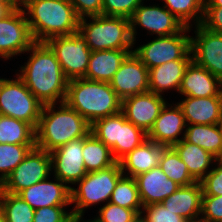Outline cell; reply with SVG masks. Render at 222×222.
Instances as JSON below:
<instances>
[{
    "label": "cell",
    "instance_id": "obj_8",
    "mask_svg": "<svg viewBox=\"0 0 222 222\" xmlns=\"http://www.w3.org/2000/svg\"><path fill=\"white\" fill-rule=\"evenodd\" d=\"M190 30L191 27L185 26L174 35L157 36L134 49L133 53L148 70L170 61L192 59L191 36L186 35Z\"/></svg>",
    "mask_w": 222,
    "mask_h": 222
},
{
    "label": "cell",
    "instance_id": "obj_27",
    "mask_svg": "<svg viewBox=\"0 0 222 222\" xmlns=\"http://www.w3.org/2000/svg\"><path fill=\"white\" fill-rule=\"evenodd\" d=\"M82 155L87 173L109 168L117 162L111 149L91 132L83 137Z\"/></svg>",
    "mask_w": 222,
    "mask_h": 222
},
{
    "label": "cell",
    "instance_id": "obj_19",
    "mask_svg": "<svg viewBox=\"0 0 222 222\" xmlns=\"http://www.w3.org/2000/svg\"><path fill=\"white\" fill-rule=\"evenodd\" d=\"M168 147L165 144L155 143L147 138L118 161L121 171L124 175L127 172L125 176L135 178L139 174L159 167L160 160Z\"/></svg>",
    "mask_w": 222,
    "mask_h": 222
},
{
    "label": "cell",
    "instance_id": "obj_41",
    "mask_svg": "<svg viewBox=\"0 0 222 222\" xmlns=\"http://www.w3.org/2000/svg\"><path fill=\"white\" fill-rule=\"evenodd\" d=\"M67 206H51L36 209L33 222H70L72 212L65 210Z\"/></svg>",
    "mask_w": 222,
    "mask_h": 222
},
{
    "label": "cell",
    "instance_id": "obj_40",
    "mask_svg": "<svg viewBox=\"0 0 222 222\" xmlns=\"http://www.w3.org/2000/svg\"><path fill=\"white\" fill-rule=\"evenodd\" d=\"M200 222H222V195H202Z\"/></svg>",
    "mask_w": 222,
    "mask_h": 222
},
{
    "label": "cell",
    "instance_id": "obj_3",
    "mask_svg": "<svg viewBox=\"0 0 222 222\" xmlns=\"http://www.w3.org/2000/svg\"><path fill=\"white\" fill-rule=\"evenodd\" d=\"M22 9L35 42L78 32L80 18L70 0H24Z\"/></svg>",
    "mask_w": 222,
    "mask_h": 222
},
{
    "label": "cell",
    "instance_id": "obj_5",
    "mask_svg": "<svg viewBox=\"0 0 222 222\" xmlns=\"http://www.w3.org/2000/svg\"><path fill=\"white\" fill-rule=\"evenodd\" d=\"M78 31L91 51L133 49L135 45L130 19L124 17L99 15L81 18Z\"/></svg>",
    "mask_w": 222,
    "mask_h": 222
},
{
    "label": "cell",
    "instance_id": "obj_29",
    "mask_svg": "<svg viewBox=\"0 0 222 222\" xmlns=\"http://www.w3.org/2000/svg\"><path fill=\"white\" fill-rule=\"evenodd\" d=\"M146 139L147 134L142 129L129 122L120 111L118 140L110 148L113 158L118 162Z\"/></svg>",
    "mask_w": 222,
    "mask_h": 222
},
{
    "label": "cell",
    "instance_id": "obj_7",
    "mask_svg": "<svg viewBox=\"0 0 222 222\" xmlns=\"http://www.w3.org/2000/svg\"><path fill=\"white\" fill-rule=\"evenodd\" d=\"M2 78L0 81V115L29 123L34 129L40 119L43 104L28 90L24 81Z\"/></svg>",
    "mask_w": 222,
    "mask_h": 222
},
{
    "label": "cell",
    "instance_id": "obj_2",
    "mask_svg": "<svg viewBox=\"0 0 222 222\" xmlns=\"http://www.w3.org/2000/svg\"><path fill=\"white\" fill-rule=\"evenodd\" d=\"M43 105L40 119L35 128L36 147L47 152L90 133L91 125L76 110L65 102Z\"/></svg>",
    "mask_w": 222,
    "mask_h": 222
},
{
    "label": "cell",
    "instance_id": "obj_31",
    "mask_svg": "<svg viewBox=\"0 0 222 222\" xmlns=\"http://www.w3.org/2000/svg\"><path fill=\"white\" fill-rule=\"evenodd\" d=\"M109 202L119 205L120 207L132 209L137 214H141L143 205L139 197L136 179L123 175L118 180Z\"/></svg>",
    "mask_w": 222,
    "mask_h": 222
},
{
    "label": "cell",
    "instance_id": "obj_35",
    "mask_svg": "<svg viewBox=\"0 0 222 222\" xmlns=\"http://www.w3.org/2000/svg\"><path fill=\"white\" fill-rule=\"evenodd\" d=\"M36 144H0V185Z\"/></svg>",
    "mask_w": 222,
    "mask_h": 222
},
{
    "label": "cell",
    "instance_id": "obj_36",
    "mask_svg": "<svg viewBox=\"0 0 222 222\" xmlns=\"http://www.w3.org/2000/svg\"><path fill=\"white\" fill-rule=\"evenodd\" d=\"M90 132L111 148L118 140L119 113L95 121L91 124Z\"/></svg>",
    "mask_w": 222,
    "mask_h": 222
},
{
    "label": "cell",
    "instance_id": "obj_23",
    "mask_svg": "<svg viewBox=\"0 0 222 222\" xmlns=\"http://www.w3.org/2000/svg\"><path fill=\"white\" fill-rule=\"evenodd\" d=\"M203 189L201 182L180 186L161 204L188 222L200 221Z\"/></svg>",
    "mask_w": 222,
    "mask_h": 222
},
{
    "label": "cell",
    "instance_id": "obj_33",
    "mask_svg": "<svg viewBox=\"0 0 222 222\" xmlns=\"http://www.w3.org/2000/svg\"><path fill=\"white\" fill-rule=\"evenodd\" d=\"M164 6L178 18L184 26L193 27L202 22L204 14L205 0H162Z\"/></svg>",
    "mask_w": 222,
    "mask_h": 222
},
{
    "label": "cell",
    "instance_id": "obj_51",
    "mask_svg": "<svg viewBox=\"0 0 222 222\" xmlns=\"http://www.w3.org/2000/svg\"><path fill=\"white\" fill-rule=\"evenodd\" d=\"M0 222H6L5 218H4V215H3V212L1 211V209H0Z\"/></svg>",
    "mask_w": 222,
    "mask_h": 222
},
{
    "label": "cell",
    "instance_id": "obj_16",
    "mask_svg": "<svg viewBox=\"0 0 222 222\" xmlns=\"http://www.w3.org/2000/svg\"><path fill=\"white\" fill-rule=\"evenodd\" d=\"M82 149L83 138H78L50 152L53 174L66 185L76 184L87 174Z\"/></svg>",
    "mask_w": 222,
    "mask_h": 222
},
{
    "label": "cell",
    "instance_id": "obj_50",
    "mask_svg": "<svg viewBox=\"0 0 222 222\" xmlns=\"http://www.w3.org/2000/svg\"><path fill=\"white\" fill-rule=\"evenodd\" d=\"M132 222H147L146 219L143 217L142 214H138Z\"/></svg>",
    "mask_w": 222,
    "mask_h": 222
},
{
    "label": "cell",
    "instance_id": "obj_6",
    "mask_svg": "<svg viewBox=\"0 0 222 222\" xmlns=\"http://www.w3.org/2000/svg\"><path fill=\"white\" fill-rule=\"evenodd\" d=\"M119 162L109 168L89 172L77 182L78 188L71 187V205L74 204L72 215L84 216L85 209L99 204L108 203L118 180L123 176Z\"/></svg>",
    "mask_w": 222,
    "mask_h": 222
},
{
    "label": "cell",
    "instance_id": "obj_39",
    "mask_svg": "<svg viewBox=\"0 0 222 222\" xmlns=\"http://www.w3.org/2000/svg\"><path fill=\"white\" fill-rule=\"evenodd\" d=\"M141 214H145L144 218L147 222H188L172 210L164 207L161 203L144 206Z\"/></svg>",
    "mask_w": 222,
    "mask_h": 222
},
{
    "label": "cell",
    "instance_id": "obj_13",
    "mask_svg": "<svg viewBox=\"0 0 222 222\" xmlns=\"http://www.w3.org/2000/svg\"><path fill=\"white\" fill-rule=\"evenodd\" d=\"M195 37H191L192 61L207 69L222 81V33L195 26Z\"/></svg>",
    "mask_w": 222,
    "mask_h": 222
},
{
    "label": "cell",
    "instance_id": "obj_26",
    "mask_svg": "<svg viewBox=\"0 0 222 222\" xmlns=\"http://www.w3.org/2000/svg\"><path fill=\"white\" fill-rule=\"evenodd\" d=\"M172 147L197 182H200L212 170L209 167L213 162L215 163V156L198 145L189 143L183 138Z\"/></svg>",
    "mask_w": 222,
    "mask_h": 222
},
{
    "label": "cell",
    "instance_id": "obj_22",
    "mask_svg": "<svg viewBox=\"0 0 222 222\" xmlns=\"http://www.w3.org/2000/svg\"><path fill=\"white\" fill-rule=\"evenodd\" d=\"M135 179L143 207L149 204L161 203L180 187L172 179H169L160 167L139 174Z\"/></svg>",
    "mask_w": 222,
    "mask_h": 222
},
{
    "label": "cell",
    "instance_id": "obj_12",
    "mask_svg": "<svg viewBox=\"0 0 222 222\" xmlns=\"http://www.w3.org/2000/svg\"><path fill=\"white\" fill-rule=\"evenodd\" d=\"M137 25L151 35L167 36L179 33L185 26L164 5L146 6L143 2L136 8L130 18V32L133 42L136 41Z\"/></svg>",
    "mask_w": 222,
    "mask_h": 222
},
{
    "label": "cell",
    "instance_id": "obj_21",
    "mask_svg": "<svg viewBox=\"0 0 222 222\" xmlns=\"http://www.w3.org/2000/svg\"><path fill=\"white\" fill-rule=\"evenodd\" d=\"M184 97L185 98L177 102V104L182 109L187 125L222 123V97Z\"/></svg>",
    "mask_w": 222,
    "mask_h": 222
},
{
    "label": "cell",
    "instance_id": "obj_24",
    "mask_svg": "<svg viewBox=\"0 0 222 222\" xmlns=\"http://www.w3.org/2000/svg\"><path fill=\"white\" fill-rule=\"evenodd\" d=\"M132 49L92 51L85 79L109 83Z\"/></svg>",
    "mask_w": 222,
    "mask_h": 222
},
{
    "label": "cell",
    "instance_id": "obj_20",
    "mask_svg": "<svg viewBox=\"0 0 222 222\" xmlns=\"http://www.w3.org/2000/svg\"><path fill=\"white\" fill-rule=\"evenodd\" d=\"M178 93L196 98L222 97V81L191 61L186 67Z\"/></svg>",
    "mask_w": 222,
    "mask_h": 222
},
{
    "label": "cell",
    "instance_id": "obj_38",
    "mask_svg": "<svg viewBox=\"0 0 222 222\" xmlns=\"http://www.w3.org/2000/svg\"><path fill=\"white\" fill-rule=\"evenodd\" d=\"M144 0H103L102 15L130 19Z\"/></svg>",
    "mask_w": 222,
    "mask_h": 222
},
{
    "label": "cell",
    "instance_id": "obj_37",
    "mask_svg": "<svg viewBox=\"0 0 222 222\" xmlns=\"http://www.w3.org/2000/svg\"><path fill=\"white\" fill-rule=\"evenodd\" d=\"M137 215L132 209L108 202L99 208L98 216L95 219L98 222H132Z\"/></svg>",
    "mask_w": 222,
    "mask_h": 222
},
{
    "label": "cell",
    "instance_id": "obj_46",
    "mask_svg": "<svg viewBox=\"0 0 222 222\" xmlns=\"http://www.w3.org/2000/svg\"><path fill=\"white\" fill-rule=\"evenodd\" d=\"M12 11L13 10L8 5L0 3V20L4 19Z\"/></svg>",
    "mask_w": 222,
    "mask_h": 222
},
{
    "label": "cell",
    "instance_id": "obj_42",
    "mask_svg": "<svg viewBox=\"0 0 222 222\" xmlns=\"http://www.w3.org/2000/svg\"><path fill=\"white\" fill-rule=\"evenodd\" d=\"M200 182L203 195H222V165L217 163Z\"/></svg>",
    "mask_w": 222,
    "mask_h": 222
},
{
    "label": "cell",
    "instance_id": "obj_25",
    "mask_svg": "<svg viewBox=\"0 0 222 222\" xmlns=\"http://www.w3.org/2000/svg\"><path fill=\"white\" fill-rule=\"evenodd\" d=\"M191 61L180 59L149 69V91L161 96L167 90L179 92L184 72Z\"/></svg>",
    "mask_w": 222,
    "mask_h": 222
},
{
    "label": "cell",
    "instance_id": "obj_1",
    "mask_svg": "<svg viewBox=\"0 0 222 222\" xmlns=\"http://www.w3.org/2000/svg\"><path fill=\"white\" fill-rule=\"evenodd\" d=\"M26 52L31 54L17 75L28 90L43 105L65 102L69 80L54 51L46 42H35Z\"/></svg>",
    "mask_w": 222,
    "mask_h": 222
},
{
    "label": "cell",
    "instance_id": "obj_30",
    "mask_svg": "<svg viewBox=\"0 0 222 222\" xmlns=\"http://www.w3.org/2000/svg\"><path fill=\"white\" fill-rule=\"evenodd\" d=\"M0 144H35V129L22 120L0 115Z\"/></svg>",
    "mask_w": 222,
    "mask_h": 222
},
{
    "label": "cell",
    "instance_id": "obj_48",
    "mask_svg": "<svg viewBox=\"0 0 222 222\" xmlns=\"http://www.w3.org/2000/svg\"><path fill=\"white\" fill-rule=\"evenodd\" d=\"M82 215H72L70 222H98L96 219L85 221Z\"/></svg>",
    "mask_w": 222,
    "mask_h": 222
},
{
    "label": "cell",
    "instance_id": "obj_44",
    "mask_svg": "<svg viewBox=\"0 0 222 222\" xmlns=\"http://www.w3.org/2000/svg\"><path fill=\"white\" fill-rule=\"evenodd\" d=\"M201 25L210 31L222 33V7H204Z\"/></svg>",
    "mask_w": 222,
    "mask_h": 222
},
{
    "label": "cell",
    "instance_id": "obj_45",
    "mask_svg": "<svg viewBox=\"0 0 222 222\" xmlns=\"http://www.w3.org/2000/svg\"><path fill=\"white\" fill-rule=\"evenodd\" d=\"M0 3L8 5L12 10L23 8L24 0H0Z\"/></svg>",
    "mask_w": 222,
    "mask_h": 222
},
{
    "label": "cell",
    "instance_id": "obj_49",
    "mask_svg": "<svg viewBox=\"0 0 222 222\" xmlns=\"http://www.w3.org/2000/svg\"><path fill=\"white\" fill-rule=\"evenodd\" d=\"M216 162L222 165V146H221L219 153L215 157V163Z\"/></svg>",
    "mask_w": 222,
    "mask_h": 222
},
{
    "label": "cell",
    "instance_id": "obj_14",
    "mask_svg": "<svg viewBox=\"0 0 222 222\" xmlns=\"http://www.w3.org/2000/svg\"><path fill=\"white\" fill-rule=\"evenodd\" d=\"M116 94L126 97L149 91V70L140 59L131 52L109 82Z\"/></svg>",
    "mask_w": 222,
    "mask_h": 222
},
{
    "label": "cell",
    "instance_id": "obj_34",
    "mask_svg": "<svg viewBox=\"0 0 222 222\" xmlns=\"http://www.w3.org/2000/svg\"><path fill=\"white\" fill-rule=\"evenodd\" d=\"M159 167L169 179H172L180 186H187L197 182L190 175L186 164L181 160L172 146L165 150Z\"/></svg>",
    "mask_w": 222,
    "mask_h": 222
},
{
    "label": "cell",
    "instance_id": "obj_10",
    "mask_svg": "<svg viewBox=\"0 0 222 222\" xmlns=\"http://www.w3.org/2000/svg\"><path fill=\"white\" fill-rule=\"evenodd\" d=\"M50 171L53 173L51 154L35 146L5 179L0 188L4 192L18 195L22 190L49 178Z\"/></svg>",
    "mask_w": 222,
    "mask_h": 222
},
{
    "label": "cell",
    "instance_id": "obj_18",
    "mask_svg": "<svg viewBox=\"0 0 222 222\" xmlns=\"http://www.w3.org/2000/svg\"><path fill=\"white\" fill-rule=\"evenodd\" d=\"M186 127V120L180 106L177 103H175V106L166 103L147 133V138L155 143L171 147L184 138L182 131L186 130ZM181 133H183V136L178 138Z\"/></svg>",
    "mask_w": 222,
    "mask_h": 222
},
{
    "label": "cell",
    "instance_id": "obj_4",
    "mask_svg": "<svg viewBox=\"0 0 222 222\" xmlns=\"http://www.w3.org/2000/svg\"><path fill=\"white\" fill-rule=\"evenodd\" d=\"M65 103L91 125L119 113L122 99L109 83L80 78L68 82Z\"/></svg>",
    "mask_w": 222,
    "mask_h": 222
},
{
    "label": "cell",
    "instance_id": "obj_9",
    "mask_svg": "<svg viewBox=\"0 0 222 222\" xmlns=\"http://www.w3.org/2000/svg\"><path fill=\"white\" fill-rule=\"evenodd\" d=\"M46 43L54 51L69 81L84 78L92 51L79 31L66 36L53 37Z\"/></svg>",
    "mask_w": 222,
    "mask_h": 222
},
{
    "label": "cell",
    "instance_id": "obj_32",
    "mask_svg": "<svg viewBox=\"0 0 222 222\" xmlns=\"http://www.w3.org/2000/svg\"><path fill=\"white\" fill-rule=\"evenodd\" d=\"M0 209L6 222H33L35 210L19 195L0 188Z\"/></svg>",
    "mask_w": 222,
    "mask_h": 222
},
{
    "label": "cell",
    "instance_id": "obj_11",
    "mask_svg": "<svg viewBox=\"0 0 222 222\" xmlns=\"http://www.w3.org/2000/svg\"><path fill=\"white\" fill-rule=\"evenodd\" d=\"M35 40L22 8L0 20V57L4 60L25 53Z\"/></svg>",
    "mask_w": 222,
    "mask_h": 222
},
{
    "label": "cell",
    "instance_id": "obj_47",
    "mask_svg": "<svg viewBox=\"0 0 222 222\" xmlns=\"http://www.w3.org/2000/svg\"><path fill=\"white\" fill-rule=\"evenodd\" d=\"M204 7H222V0H205Z\"/></svg>",
    "mask_w": 222,
    "mask_h": 222
},
{
    "label": "cell",
    "instance_id": "obj_17",
    "mask_svg": "<svg viewBox=\"0 0 222 222\" xmlns=\"http://www.w3.org/2000/svg\"><path fill=\"white\" fill-rule=\"evenodd\" d=\"M48 178L22 190L18 195L34 210L42 207L68 206L71 204V186L54 177Z\"/></svg>",
    "mask_w": 222,
    "mask_h": 222
},
{
    "label": "cell",
    "instance_id": "obj_15",
    "mask_svg": "<svg viewBox=\"0 0 222 222\" xmlns=\"http://www.w3.org/2000/svg\"><path fill=\"white\" fill-rule=\"evenodd\" d=\"M164 97L151 91L122 99L121 112L125 118L146 134L167 103Z\"/></svg>",
    "mask_w": 222,
    "mask_h": 222
},
{
    "label": "cell",
    "instance_id": "obj_43",
    "mask_svg": "<svg viewBox=\"0 0 222 222\" xmlns=\"http://www.w3.org/2000/svg\"><path fill=\"white\" fill-rule=\"evenodd\" d=\"M78 17L85 18L102 15L103 0H70Z\"/></svg>",
    "mask_w": 222,
    "mask_h": 222
},
{
    "label": "cell",
    "instance_id": "obj_28",
    "mask_svg": "<svg viewBox=\"0 0 222 222\" xmlns=\"http://www.w3.org/2000/svg\"><path fill=\"white\" fill-rule=\"evenodd\" d=\"M184 139L217 156L222 146V123L211 125L190 124L184 131Z\"/></svg>",
    "mask_w": 222,
    "mask_h": 222
}]
</instances>
